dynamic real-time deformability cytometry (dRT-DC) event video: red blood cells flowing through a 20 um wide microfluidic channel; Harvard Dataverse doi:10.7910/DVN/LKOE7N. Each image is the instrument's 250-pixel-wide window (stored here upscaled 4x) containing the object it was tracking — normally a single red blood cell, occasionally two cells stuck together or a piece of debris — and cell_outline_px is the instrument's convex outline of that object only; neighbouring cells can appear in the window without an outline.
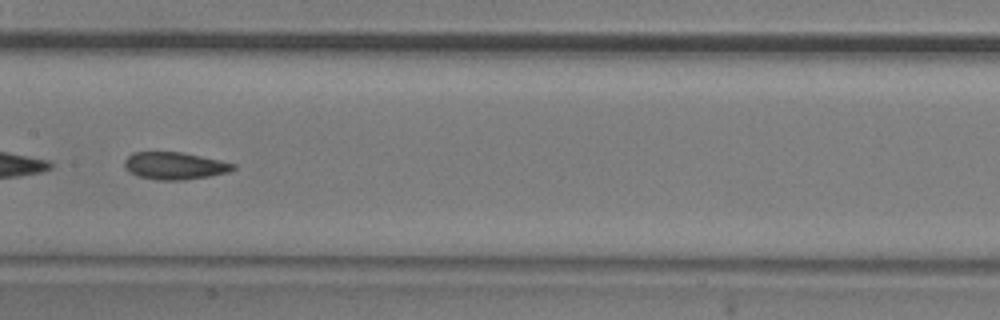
{"species": "common noctule bat (a hibernating species)", "species_latin": "Nyctalus noctula", "temperature_condition": "room temperature", "stored_images_in_passage": 7, "camera_frame_rate_fps": 3000, "um_per_image_px": 0.085, "animal": {"sex": "male", "body_mass_g": 20.5, "forearm_length_mm": 52.5}, "frame": {"image": 1, "passage_image": 5, "time_ms": 1.333, "image_size_px": [1000, 320], "cell_outline_px": [[236, 168], [228, 172], [208, 176], [184, 180], [160, 180], [136, 176], [124, 164], [124, 160], [132, 152], [184, 152], [220, 160], [236, 164]], "centroid_in_image_um": [14.87, 14.08], "position_along_channel_um": 192.5, "area_um2": 17.22}}
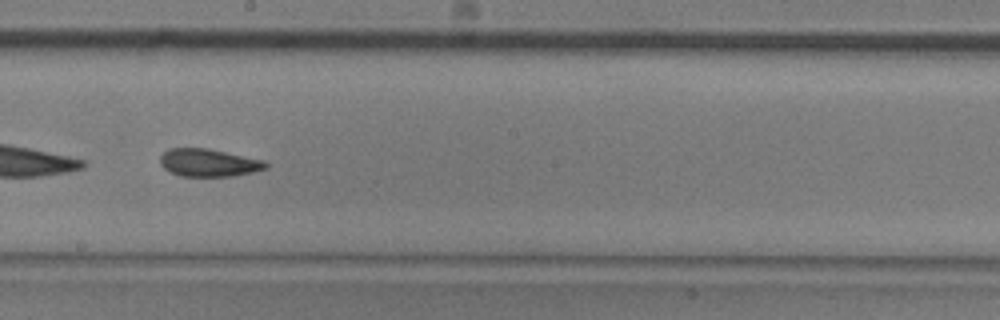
{"frame": {"image": 2, "passage_image": 6, "time_ms": 1.667, "image_size_px": [1000, 320], "cell_outline_px": [[268, 168], [252, 172], [232, 176], [180, 176], [164, 168], [160, 164], [160, 156], [168, 148], [208, 148], [264, 160], [268, 164]], "centroid_in_image_um": [17.74, 13.82], "position_along_channel_um": 230.5, "area_um2": 17.05}}
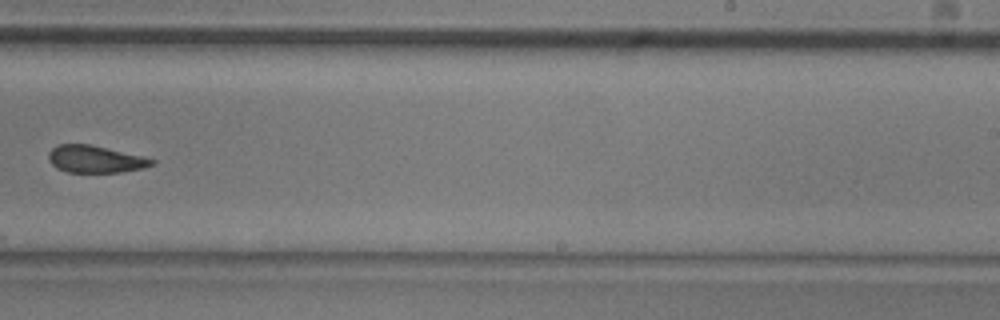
{"frame": {"image": 3, "passage_image": 7, "time_ms": 2.0, "image_size_px": [1000, 320], "cell_outline_px": [[156, 164], [144, 168], [120, 172], [68, 172], [56, 168], [48, 160], [48, 152], [56, 144], [88, 144], [144, 156], [156, 160]], "centroid_in_image_um": [8.1, 13.53], "position_along_channel_um": 280.9, "area_um2": 16.47}}